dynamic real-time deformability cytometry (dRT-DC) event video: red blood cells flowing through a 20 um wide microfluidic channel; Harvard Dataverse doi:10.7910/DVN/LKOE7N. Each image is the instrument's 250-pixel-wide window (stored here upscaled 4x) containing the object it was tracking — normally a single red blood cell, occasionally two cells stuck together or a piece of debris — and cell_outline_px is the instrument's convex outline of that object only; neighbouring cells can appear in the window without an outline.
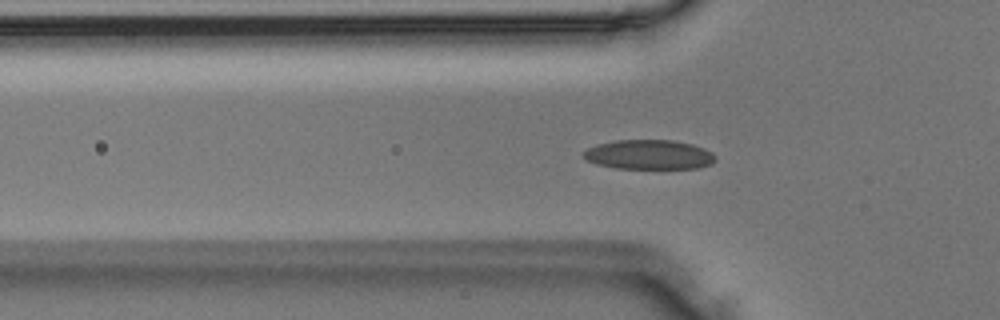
{"species": "Egyptian fruit bat (a non-hibernating species)", "species_latin": "Rousettus aegyptiacus", "temperature_condition": "room temperature", "stored_images_in_passage": 48, "camera_frame_rate_fps": 3000, "um_per_image_px": 0.085, "animal": {"sex": "male"}, "frame": {"image": 1, "passage_image": 15, "time_ms": 4.667, "image_size_px": [1000, 320], "cell_outline_px": [[716, 160], [712, 164], [696, 168], [616, 168], [596, 164], [580, 156], [580, 152], [596, 144], [616, 140], [672, 140], [692, 144], [704, 148], [712, 152], [716, 156]], "centroid_in_image_um": [55.14, 13.14], "position_along_channel_um": 70.7, "area_um2": 22.89}}
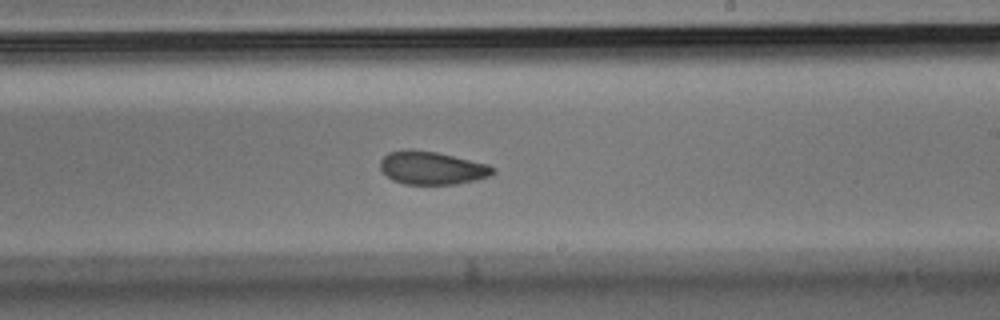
{"frame": {"image": 2, "passage_image": 28, "time_ms": 9.0, "image_size_px": [1000, 320], "cell_outline_px": [[496, 172], [488, 176], [476, 180], [456, 184], [404, 184], [392, 180], [380, 168], [380, 160], [388, 152], [412, 148], [436, 152], [488, 164], [496, 168]], "centroid_in_image_um": [36.71, 14.27], "position_along_channel_um": 252.3, "area_um2": 21.79}}
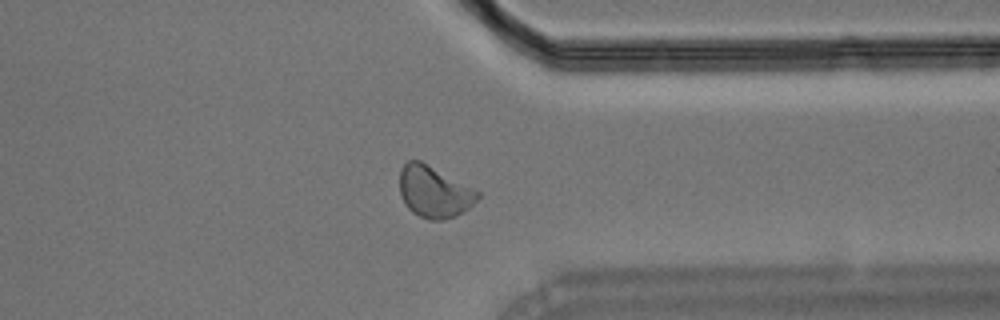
{"frame": {"image": 3, "passage_image": 37, "time_ms": 12.0, "image_size_px": [1000, 320], "cell_outline_px": [[480, 196], [468, 208], [456, 216], [440, 220], [428, 220], [412, 212], [404, 204], [400, 192], [400, 168], [408, 160], [420, 160], [480, 192]], "centroid_in_image_um": [36.87, 16.31], "position_along_channel_um": 374.5, "area_um2": 23.24}}